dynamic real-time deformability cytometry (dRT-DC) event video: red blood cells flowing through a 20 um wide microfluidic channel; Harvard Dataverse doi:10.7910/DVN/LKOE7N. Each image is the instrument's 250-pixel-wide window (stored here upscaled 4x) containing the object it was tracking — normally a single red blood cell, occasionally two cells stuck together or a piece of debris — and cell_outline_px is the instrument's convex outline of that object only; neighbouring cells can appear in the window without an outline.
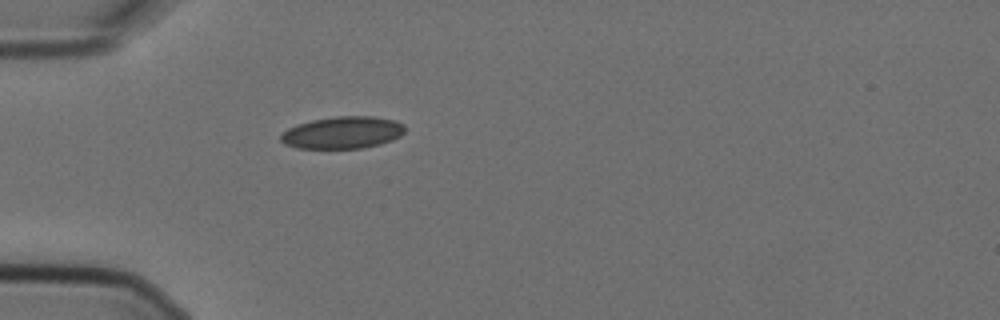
{"species": "Egyptian fruit bat (a non-hibernating species)", "species_latin": "Rousettus aegyptiacus", "temperature_condition": "cold", "stored_images_in_passage": 2, "camera_frame_rate_fps": 3000, "um_per_image_px": 0.085, "animal": {"sex": "female"}, "frame": {"image": 1, "passage_image": 2, "time_ms": 0.333, "image_size_px": [1000, 320], "cell_outline_px": [[404, 132], [400, 136], [392, 140], [380, 144], [360, 148], [296, 148], [284, 144], [280, 140], [280, 136], [288, 128], [296, 124], [312, 120], [336, 116], [372, 116], [396, 120], [404, 124]], "centroid_in_image_um": [29.12, 11.26], "position_along_channel_um": 55.9, "area_um2": 23.29}}